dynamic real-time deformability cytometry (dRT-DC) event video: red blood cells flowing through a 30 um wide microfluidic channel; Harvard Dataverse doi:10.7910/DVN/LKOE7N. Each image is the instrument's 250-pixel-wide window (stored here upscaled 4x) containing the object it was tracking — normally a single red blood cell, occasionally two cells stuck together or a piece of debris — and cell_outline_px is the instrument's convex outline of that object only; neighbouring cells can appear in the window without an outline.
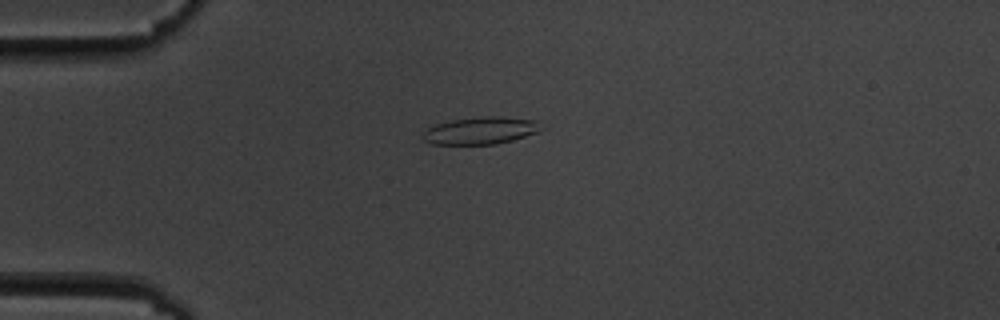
{"species": "common noctule bat (a hibernating species)", "species_latin": "Nyctalus noctula", "temperature_condition": "cold", "stored_images_in_passage": 7, "camera_frame_rate_fps": 3000, "um_per_image_px": 0.085, "animal": {"sex": "male", "body_mass_g": 19.5, "forearm_length_mm": 54.6}, "frame": {"image": 1, "passage_image": 4, "time_ms": 4.333, "image_size_px": [1000, 320], "cell_outline_px": [[548, 128], [512, 140], [496, 144], [432, 144], [424, 140], [424, 132], [428, 128], [436, 124], [452, 120], [484, 116], [500, 116], [536, 120]], "centroid_in_image_um": [40.93, 11.09], "position_along_channel_um": 44.1, "area_um2": 18.79}}
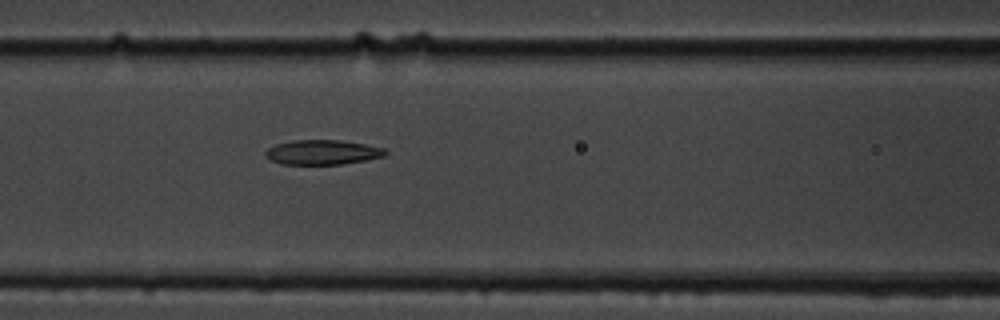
{"frame": {"image": 2, "passage_image": 7, "time_ms": 7.667, "image_size_px": [1000, 320], "cell_outline_px": [[388, 152], [384, 156], [368, 160], [340, 164], [280, 164], [264, 156], [264, 152], [268, 148], [276, 144], [292, 140], [340, 140], [364, 144], [384, 148]], "centroid_in_image_um": [27.4, 12.94], "position_along_channel_um": 139.2, "area_um2": 17.28}}